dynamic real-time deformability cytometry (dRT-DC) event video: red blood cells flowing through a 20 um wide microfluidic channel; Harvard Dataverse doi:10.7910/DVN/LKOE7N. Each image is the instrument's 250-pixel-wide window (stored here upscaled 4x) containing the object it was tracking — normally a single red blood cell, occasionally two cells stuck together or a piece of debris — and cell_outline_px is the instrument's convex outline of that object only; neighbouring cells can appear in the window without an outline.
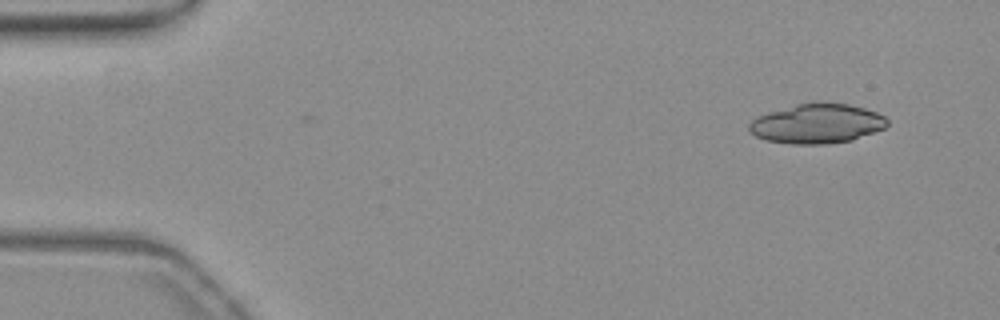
{"species": "common noctule bat (a hibernating species)", "species_latin": "Nyctalus noctula", "temperature_condition": "warm", "stored_images_in_passage": 50, "camera_frame_rate_fps": 3000, "um_per_image_px": 0.085, "animal": {"sex": "female", "body_mass_g": 19.3, "forearm_length_mm": 54.1}, "frame": {"image": 1, "passage_image": 1, "time_ms": 0.0, "image_size_px": [1000, 320], "cell_outline_px": [[888, 124], [884, 128], [852, 140], [828, 144], [792, 144], [768, 140], [756, 136], [748, 128], [748, 124], [752, 120], [768, 112], [796, 104], [848, 104], [864, 108], [876, 112], [884, 116], [888, 120]], "centroid_in_image_um": [69.45, 10.53], "position_along_channel_um": 15.5, "area_um2": 31.27}}